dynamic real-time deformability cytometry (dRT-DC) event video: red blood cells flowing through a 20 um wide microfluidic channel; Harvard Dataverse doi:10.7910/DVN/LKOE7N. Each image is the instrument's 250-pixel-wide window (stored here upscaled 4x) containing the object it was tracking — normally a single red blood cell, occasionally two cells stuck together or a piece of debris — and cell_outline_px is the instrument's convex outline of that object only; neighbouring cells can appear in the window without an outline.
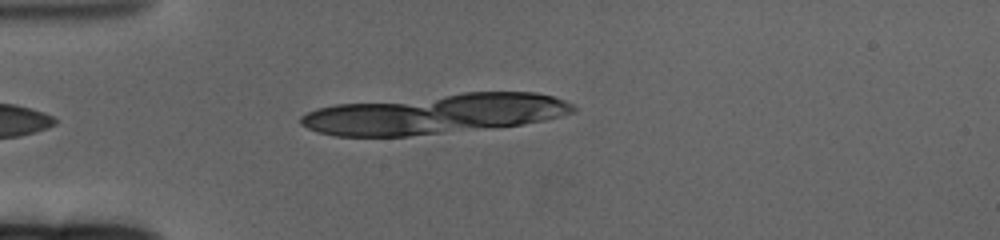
{"species": "human", "species_latin": "Homo sapiens", "temperature_condition": "cold", "stored_images_in_passage": 10, "segment_of_instrument_passage": [1, 2], "camera_frame_rate_fps": 3000, "um_per_image_px": 0.085, "donor": {"sex": "female"}, "frame": {"image": 1, "passage_image": 4, "time_ms": 1.0, "image_size_px": [1000, 240], "cell_outline_px": [[556, 100], [524, 120], [516, 124], [396, 136], [352, 136], [328, 132], [316, 128], [308, 124], [304, 120], [312, 112], [328, 108], [352, 104], [476, 92], [520, 92], [548, 96]], "centroid_in_image_um": [36.47, 9.69], "position_along_channel_um": 48.5, "area_um2": 54.22}}